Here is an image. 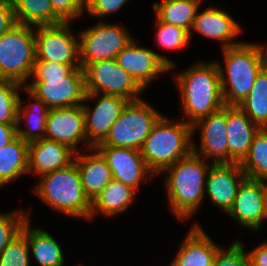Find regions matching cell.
Returning a JSON list of instances; mask_svg holds the SVG:
<instances>
[{
  "label": "cell",
  "mask_w": 267,
  "mask_h": 266,
  "mask_svg": "<svg viewBox=\"0 0 267 266\" xmlns=\"http://www.w3.org/2000/svg\"><path fill=\"white\" fill-rule=\"evenodd\" d=\"M34 81L26 87L49 109L82 105L85 102V75L81 65L35 61Z\"/></svg>",
  "instance_id": "cell-1"
},
{
  "label": "cell",
  "mask_w": 267,
  "mask_h": 266,
  "mask_svg": "<svg viewBox=\"0 0 267 266\" xmlns=\"http://www.w3.org/2000/svg\"><path fill=\"white\" fill-rule=\"evenodd\" d=\"M174 77L188 124L192 125L225 106L217 62L197 63Z\"/></svg>",
  "instance_id": "cell-2"
},
{
  "label": "cell",
  "mask_w": 267,
  "mask_h": 266,
  "mask_svg": "<svg viewBox=\"0 0 267 266\" xmlns=\"http://www.w3.org/2000/svg\"><path fill=\"white\" fill-rule=\"evenodd\" d=\"M264 48L251 43L223 48L226 69L219 63L218 68L225 105H238L249 94L258 73L267 64V48Z\"/></svg>",
  "instance_id": "cell-3"
},
{
  "label": "cell",
  "mask_w": 267,
  "mask_h": 266,
  "mask_svg": "<svg viewBox=\"0 0 267 266\" xmlns=\"http://www.w3.org/2000/svg\"><path fill=\"white\" fill-rule=\"evenodd\" d=\"M211 165L193 151L164 169L170 209L179 219L194 215L205 195L206 175Z\"/></svg>",
  "instance_id": "cell-4"
},
{
  "label": "cell",
  "mask_w": 267,
  "mask_h": 266,
  "mask_svg": "<svg viewBox=\"0 0 267 266\" xmlns=\"http://www.w3.org/2000/svg\"><path fill=\"white\" fill-rule=\"evenodd\" d=\"M192 125L161 116L141 147L147 167L157 176L192 152Z\"/></svg>",
  "instance_id": "cell-5"
},
{
  "label": "cell",
  "mask_w": 267,
  "mask_h": 266,
  "mask_svg": "<svg viewBox=\"0 0 267 266\" xmlns=\"http://www.w3.org/2000/svg\"><path fill=\"white\" fill-rule=\"evenodd\" d=\"M39 179L34 192L47 205L68 216L90 220L91 201L84 193L79 169L74 162Z\"/></svg>",
  "instance_id": "cell-6"
},
{
  "label": "cell",
  "mask_w": 267,
  "mask_h": 266,
  "mask_svg": "<svg viewBox=\"0 0 267 266\" xmlns=\"http://www.w3.org/2000/svg\"><path fill=\"white\" fill-rule=\"evenodd\" d=\"M36 60L35 31L16 24L0 37V79L24 85L32 75Z\"/></svg>",
  "instance_id": "cell-7"
},
{
  "label": "cell",
  "mask_w": 267,
  "mask_h": 266,
  "mask_svg": "<svg viewBox=\"0 0 267 266\" xmlns=\"http://www.w3.org/2000/svg\"><path fill=\"white\" fill-rule=\"evenodd\" d=\"M161 116L142 99L128 101L106 138L96 146L140 150Z\"/></svg>",
  "instance_id": "cell-8"
},
{
  "label": "cell",
  "mask_w": 267,
  "mask_h": 266,
  "mask_svg": "<svg viewBox=\"0 0 267 266\" xmlns=\"http://www.w3.org/2000/svg\"><path fill=\"white\" fill-rule=\"evenodd\" d=\"M83 70L86 93L114 95L128 101L141 99L139 95L144 89L115 59L92 62Z\"/></svg>",
  "instance_id": "cell-9"
},
{
  "label": "cell",
  "mask_w": 267,
  "mask_h": 266,
  "mask_svg": "<svg viewBox=\"0 0 267 266\" xmlns=\"http://www.w3.org/2000/svg\"><path fill=\"white\" fill-rule=\"evenodd\" d=\"M79 36L82 69L95 61L115 59L116 55L132 40L126 28L102 21L81 31Z\"/></svg>",
  "instance_id": "cell-10"
},
{
  "label": "cell",
  "mask_w": 267,
  "mask_h": 266,
  "mask_svg": "<svg viewBox=\"0 0 267 266\" xmlns=\"http://www.w3.org/2000/svg\"><path fill=\"white\" fill-rule=\"evenodd\" d=\"M36 28L35 61L80 65V41L70 30L69 22L36 26Z\"/></svg>",
  "instance_id": "cell-11"
},
{
  "label": "cell",
  "mask_w": 267,
  "mask_h": 266,
  "mask_svg": "<svg viewBox=\"0 0 267 266\" xmlns=\"http://www.w3.org/2000/svg\"><path fill=\"white\" fill-rule=\"evenodd\" d=\"M115 60L143 89L158 77V74L176 67L167 57L139 47L134 39L116 55Z\"/></svg>",
  "instance_id": "cell-12"
},
{
  "label": "cell",
  "mask_w": 267,
  "mask_h": 266,
  "mask_svg": "<svg viewBox=\"0 0 267 266\" xmlns=\"http://www.w3.org/2000/svg\"><path fill=\"white\" fill-rule=\"evenodd\" d=\"M97 103L91 110L90 106L82 104L85 116V130L88 148H94L108 135L112 125L119 118L128 100L119 96L99 93H86L85 101L96 99Z\"/></svg>",
  "instance_id": "cell-13"
},
{
  "label": "cell",
  "mask_w": 267,
  "mask_h": 266,
  "mask_svg": "<svg viewBox=\"0 0 267 266\" xmlns=\"http://www.w3.org/2000/svg\"><path fill=\"white\" fill-rule=\"evenodd\" d=\"M106 160L113 175V179L132 188L139 189L140 180L145 182L156 175L147 167L140 150L111 147H94Z\"/></svg>",
  "instance_id": "cell-14"
},
{
  "label": "cell",
  "mask_w": 267,
  "mask_h": 266,
  "mask_svg": "<svg viewBox=\"0 0 267 266\" xmlns=\"http://www.w3.org/2000/svg\"><path fill=\"white\" fill-rule=\"evenodd\" d=\"M45 139L67 145L78 153L77 145L83 140L87 144L83 106L50 109Z\"/></svg>",
  "instance_id": "cell-15"
},
{
  "label": "cell",
  "mask_w": 267,
  "mask_h": 266,
  "mask_svg": "<svg viewBox=\"0 0 267 266\" xmlns=\"http://www.w3.org/2000/svg\"><path fill=\"white\" fill-rule=\"evenodd\" d=\"M246 175L239 163H213L206 175L205 193L222 210L231 209L237 191Z\"/></svg>",
  "instance_id": "cell-16"
},
{
  "label": "cell",
  "mask_w": 267,
  "mask_h": 266,
  "mask_svg": "<svg viewBox=\"0 0 267 266\" xmlns=\"http://www.w3.org/2000/svg\"><path fill=\"white\" fill-rule=\"evenodd\" d=\"M197 126L201 127V145L198 150L192 144V151L201 157L204 156L203 158H213V163H229L226 105L192 124V132Z\"/></svg>",
  "instance_id": "cell-17"
},
{
  "label": "cell",
  "mask_w": 267,
  "mask_h": 266,
  "mask_svg": "<svg viewBox=\"0 0 267 266\" xmlns=\"http://www.w3.org/2000/svg\"><path fill=\"white\" fill-rule=\"evenodd\" d=\"M76 152L69 146L40 139L28 145V173L39 176L70 166L74 162Z\"/></svg>",
  "instance_id": "cell-18"
},
{
  "label": "cell",
  "mask_w": 267,
  "mask_h": 266,
  "mask_svg": "<svg viewBox=\"0 0 267 266\" xmlns=\"http://www.w3.org/2000/svg\"><path fill=\"white\" fill-rule=\"evenodd\" d=\"M228 214L242 226L258 230L265 219L261 181L246 178L239 186Z\"/></svg>",
  "instance_id": "cell-19"
},
{
  "label": "cell",
  "mask_w": 267,
  "mask_h": 266,
  "mask_svg": "<svg viewBox=\"0 0 267 266\" xmlns=\"http://www.w3.org/2000/svg\"><path fill=\"white\" fill-rule=\"evenodd\" d=\"M229 163H241L247 156L254 135L260 127L252 122L237 105H226Z\"/></svg>",
  "instance_id": "cell-20"
},
{
  "label": "cell",
  "mask_w": 267,
  "mask_h": 266,
  "mask_svg": "<svg viewBox=\"0 0 267 266\" xmlns=\"http://www.w3.org/2000/svg\"><path fill=\"white\" fill-rule=\"evenodd\" d=\"M179 249L170 266H213L221 248L196 223Z\"/></svg>",
  "instance_id": "cell-21"
},
{
  "label": "cell",
  "mask_w": 267,
  "mask_h": 266,
  "mask_svg": "<svg viewBox=\"0 0 267 266\" xmlns=\"http://www.w3.org/2000/svg\"><path fill=\"white\" fill-rule=\"evenodd\" d=\"M239 23L224 10L207 8L203 12L197 11L192 26L193 32H199L207 38L223 41V48L239 45L234 38L242 31Z\"/></svg>",
  "instance_id": "cell-22"
},
{
  "label": "cell",
  "mask_w": 267,
  "mask_h": 266,
  "mask_svg": "<svg viewBox=\"0 0 267 266\" xmlns=\"http://www.w3.org/2000/svg\"><path fill=\"white\" fill-rule=\"evenodd\" d=\"M91 151L90 154L76 153L74 163L79 169L84 193L92 202L111 182L113 175L103 156L95 148H91Z\"/></svg>",
  "instance_id": "cell-23"
},
{
  "label": "cell",
  "mask_w": 267,
  "mask_h": 266,
  "mask_svg": "<svg viewBox=\"0 0 267 266\" xmlns=\"http://www.w3.org/2000/svg\"><path fill=\"white\" fill-rule=\"evenodd\" d=\"M28 219L21 233L26 237L32 256L41 266H64V255L58 242L47 231L31 228Z\"/></svg>",
  "instance_id": "cell-24"
},
{
  "label": "cell",
  "mask_w": 267,
  "mask_h": 266,
  "mask_svg": "<svg viewBox=\"0 0 267 266\" xmlns=\"http://www.w3.org/2000/svg\"><path fill=\"white\" fill-rule=\"evenodd\" d=\"M136 193L137 190L134 188L112 179L91 202L90 220H93L98 212L105 216H113L126 211Z\"/></svg>",
  "instance_id": "cell-25"
},
{
  "label": "cell",
  "mask_w": 267,
  "mask_h": 266,
  "mask_svg": "<svg viewBox=\"0 0 267 266\" xmlns=\"http://www.w3.org/2000/svg\"><path fill=\"white\" fill-rule=\"evenodd\" d=\"M30 97L36 101V103L27 104L23 107L21 98H19L18 111H17V136L23 141L28 143L45 138L47 116L49 108L46 104L34 96L26 87L24 88ZM33 106V110L32 109ZM24 113V114H23ZM25 116L24 122L28 130H22L19 123L21 122V116Z\"/></svg>",
  "instance_id": "cell-26"
},
{
  "label": "cell",
  "mask_w": 267,
  "mask_h": 266,
  "mask_svg": "<svg viewBox=\"0 0 267 266\" xmlns=\"http://www.w3.org/2000/svg\"><path fill=\"white\" fill-rule=\"evenodd\" d=\"M18 24L56 25L64 22L52 9L51 0H10Z\"/></svg>",
  "instance_id": "cell-27"
},
{
  "label": "cell",
  "mask_w": 267,
  "mask_h": 266,
  "mask_svg": "<svg viewBox=\"0 0 267 266\" xmlns=\"http://www.w3.org/2000/svg\"><path fill=\"white\" fill-rule=\"evenodd\" d=\"M201 0H162L153 3L156 18L164 23L182 27L190 32Z\"/></svg>",
  "instance_id": "cell-28"
},
{
  "label": "cell",
  "mask_w": 267,
  "mask_h": 266,
  "mask_svg": "<svg viewBox=\"0 0 267 266\" xmlns=\"http://www.w3.org/2000/svg\"><path fill=\"white\" fill-rule=\"evenodd\" d=\"M28 145L17 136L0 149V187L28 173Z\"/></svg>",
  "instance_id": "cell-29"
},
{
  "label": "cell",
  "mask_w": 267,
  "mask_h": 266,
  "mask_svg": "<svg viewBox=\"0 0 267 266\" xmlns=\"http://www.w3.org/2000/svg\"><path fill=\"white\" fill-rule=\"evenodd\" d=\"M237 106L260 128H267V64L258 73L249 94Z\"/></svg>",
  "instance_id": "cell-30"
},
{
  "label": "cell",
  "mask_w": 267,
  "mask_h": 266,
  "mask_svg": "<svg viewBox=\"0 0 267 266\" xmlns=\"http://www.w3.org/2000/svg\"><path fill=\"white\" fill-rule=\"evenodd\" d=\"M240 167L248 179L267 180V128H260L254 135L247 156Z\"/></svg>",
  "instance_id": "cell-31"
},
{
  "label": "cell",
  "mask_w": 267,
  "mask_h": 266,
  "mask_svg": "<svg viewBox=\"0 0 267 266\" xmlns=\"http://www.w3.org/2000/svg\"><path fill=\"white\" fill-rule=\"evenodd\" d=\"M22 84L0 79V123L17 124L19 93Z\"/></svg>",
  "instance_id": "cell-32"
},
{
  "label": "cell",
  "mask_w": 267,
  "mask_h": 266,
  "mask_svg": "<svg viewBox=\"0 0 267 266\" xmlns=\"http://www.w3.org/2000/svg\"><path fill=\"white\" fill-rule=\"evenodd\" d=\"M156 26L157 30L156 40L157 44L164 49L179 50L190 43V32L182 27L174 26L159 21L157 18Z\"/></svg>",
  "instance_id": "cell-33"
},
{
  "label": "cell",
  "mask_w": 267,
  "mask_h": 266,
  "mask_svg": "<svg viewBox=\"0 0 267 266\" xmlns=\"http://www.w3.org/2000/svg\"><path fill=\"white\" fill-rule=\"evenodd\" d=\"M29 250L26 237L20 233L0 253V266H29Z\"/></svg>",
  "instance_id": "cell-34"
},
{
  "label": "cell",
  "mask_w": 267,
  "mask_h": 266,
  "mask_svg": "<svg viewBox=\"0 0 267 266\" xmlns=\"http://www.w3.org/2000/svg\"><path fill=\"white\" fill-rule=\"evenodd\" d=\"M28 219V214L18 213V211L0 213V253L21 233Z\"/></svg>",
  "instance_id": "cell-35"
},
{
  "label": "cell",
  "mask_w": 267,
  "mask_h": 266,
  "mask_svg": "<svg viewBox=\"0 0 267 266\" xmlns=\"http://www.w3.org/2000/svg\"><path fill=\"white\" fill-rule=\"evenodd\" d=\"M213 266H249V258L241 242L235 241L230 248L220 249L214 259Z\"/></svg>",
  "instance_id": "cell-36"
},
{
  "label": "cell",
  "mask_w": 267,
  "mask_h": 266,
  "mask_svg": "<svg viewBox=\"0 0 267 266\" xmlns=\"http://www.w3.org/2000/svg\"><path fill=\"white\" fill-rule=\"evenodd\" d=\"M51 6L64 22H69L83 14L84 0H51Z\"/></svg>",
  "instance_id": "cell-37"
},
{
  "label": "cell",
  "mask_w": 267,
  "mask_h": 266,
  "mask_svg": "<svg viewBox=\"0 0 267 266\" xmlns=\"http://www.w3.org/2000/svg\"><path fill=\"white\" fill-rule=\"evenodd\" d=\"M127 0H84V11L96 17H105L120 10Z\"/></svg>",
  "instance_id": "cell-38"
},
{
  "label": "cell",
  "mask_w": 267,
  "mask_h": 266,
  "mask_svg": "<svg viewBox=\"0 0 267 266\" xmlns=\"http://www.w3.org/2000/svg\"><path fill=\"white\" fill-rule=\"evenodd\" d=\"M17 24L10 0H0V37Z\"/></svg>",
  "instance_id": "cell-39"
},
{
  "label": "cell",
  "mask_w": 267,
  "mask_h": 266,
  "mask_svg": "<svg viewBox=\"0 0 267 266\" xmlns=\"http://www.w3.org/2000/svg\"><path fill=\"white\" fill-rule=\"evenodd\" d=\"M249 266H267V242L247 252Z\"/></svg>",
  "instance_id": "cell-40"
},
{
  "label": "cell",
  "mask_w": 267,
  "mask_h": 266,
  "mask_svg": "<svg viewBox=\"0 0 267 266\" xmlns=\"http://www.w3.org/2000/svg\"><path fill=\"white\" fill-rule=\"evenodd\" d=\"M17 137V124L0 123V149Z\"/></svg>",
  "instance_id": "cell-41"
},
{
  "label": "cell",
  "mask_w": 267,
  "mask_h": 266,
  "mask_svg": "<svg viewBox=\"0 0 267 266\" xmlns=\"http://www.w3.org/2000/svg\"><path fill=\"white\" fill-rule=\"evenodd\" d=\"M261 185H262V192H263L265 218H267V182L266 180L261 181Z\"/></svg>",
  "instance_id": "cell-42"
}]
</instances>
